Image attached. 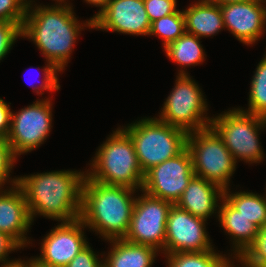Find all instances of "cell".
Returning <instances> with one entry per match:
<instances>
[{"label": "cell", "mask_w": 266, "mask_h": 267, "mask_svg": "<svg viewBox=\"0 0 266 267\" xmlns=\"http://www.w3.org/2000/svg\"><path fill=\"white\" fill-rule=\"evenodd\" d=\"M56 1H57L58 3H60V2H61V3H62V2L64 3L65 0H56ZM25 2H26V4H27L28 6H30L32 1H31V0H29V1L25 0Z\"/></svg>", "instance_id": "cell-39"}, {"label": "cell", "mask_w": 266, "mask_h": 267, "mask_svg": "<svg viewBox=\"0 0 266 267\" xmlns=\"http://www.w3.org/2000/svg\"><path fill=\"white\" fill-rule=\"evenodd\" d=\"M186 32L199 38L209 37L225 29L220 6L209 0H199L183 11Z\"/></svg>", "instance_id": "cell-19"}, {"label": "cell", "mask_w": 266, "mask_h": 267, "mask_svg": "<svg viewBox=\"0 0 266 267\" xmlns=\"http://www.w3.org/2000/svg\"><path fill=\"white\" fill-rule=\"evenodd\" d=\"M150 22L177 11L176 0H143Z\"/></svg>", "instance_id": "cell-29"}, {"label": "cell", "mask_w": 266, "mask_h": 267, "mask_svg": "<svg viewBox=\"0 0 266 267\" xmlns=\"http://www.w3.org/2000/svg\"><path fill=\"white\" fill-rule=\"evenodd\" d=\"M92 171L86 175L96 182L142 189L144 172L135 153L130 136L118 128L99 147L91 163Z\"/></svg>", "instance_id": "cell-4"}, {"label": "cell", "mask_w": 266, "mask_h": 267, "mask_svg": "<svg viewBox=\"0 0 266 267\" xmlns=\"http://www.w3.org/2000/svg\"><path fill=\"white\" fill-rule=\"evenodd\" d=\"M131 138L142 171L180 154L188 133L158 118H144L122 128Z\"/></svg>", "instance_id": "cell-5"}, {"label": "cell", "mask_w": 266, "mask_h": 267, "mask_svg": "<svg viewBox=\"0 0 266 267\" xmlns=\"http://www.w3.org/2000/svg\"><path fill=\"white\" fill-rule=\"evenodd\" d=\"M19 36L22 37V25L10 21H0V60L8 54Z\"/></svg>", "instance_id": "cell-28"}, {"label": "cell", "mask_w": 266, "mask_h": 267, "mask_svg": "<svg viewBox=\"0 0 266 267\" xmlns=\"http://www.w3.org/2000/svg\"><path fill=\"white\" fill-rule=\"evenodd\" d=\"M221 204L218 208V218L221 227L234 240V257L241 256L254 241L259 228L245 216L241 215L224 198H222Z\"/></svg>", "instance_id": "cell-18"}, {"label": "cell", "mask_w": 266, "mask_h": 267, "mask_svg": "<svg viewBox=\"0 0 266 267\" xmlns=\"http://www.w3.org/2000/svg\"><path fill=\"white\" fill-rule=\"evenodd\" d=\"M260 1L228 3L220 6L224 27L240 42L252 45L260 39L266 27V7Z\"/></svg>", "instance_id": "cell-15"}, {"label": "cell", "mask_w": 266, "mask_h": 267, "mask_svg": "<svg viewBox=\"0 0 266 267\" xmlns=\"http://www.w3.org/2000/svg\"><path fill=\"white\" fill-rule=\"evenodd\" d=\"M32 7L30 5L27 9L22 25V37L31 39L47 59L48 63L43 68V82L40 88L33 87L34 90L37 89L38 95L40 93L42 95L44 90L60 89L57 72L63 71L68 63L83 25L74 16L69 3L52 6L40 5L33 7V10Z\"/></svg>", "instance_id": "cell-1"}, {"label": "cell", "mask_w": 266, "mask_h": 267, "mask_svg": "<svg viewBox=\"0 0 266 267\" xmlns=\"http://www.w3.org/2000/svg\"><path fill=\"white\" fill-rule=\"evenodd\" d=\"M238 260L241 261L242 266L244 267H251L249 266L240 256H237ZM231 260L228 258L226 259L220 267H233V264L230 262Z\"/></svg>", "instance_id": "cell-37"}, {"label": "cell", "mask_w": 266, "mask_h": 267, "mask_svg": "<svg viewBox=\"0 0 266 267\" xmlns=\"http://www.w3.org/2000/svg\"><path fill=\"white\" fill-rule=\"evenodd\" d=\"M150 27L143 0H110L93 20L94 29L132 35H148Z\"/></svg>", "instance_id": "cell-14"}, {"label": "cell", "mask_w": 266, "mask_h": 267, "mask_svg": "<svg viewBox=\"0 0 266 267\" xmlns=\"http://www.w3.org/2000/svg\"><path fill=\"white\" fill-rule=\"evenodd\" d=\"M15 156L13 155L10 146L6 139L0 137V188L9 179L11 169L15 163Z\"/></svg>", "instance_id": "cell-30"}, {"label": "cell", "mask_w": 266, "mask_h": 267, "mask_svg": "<svg viewBox=\"0 0 266 267\" xmlns=\"http://www.w3.org/2000/svg\"><path fill=\"white\" fill-rule=\"evenodd\" d=\"M186 32L183 11L177 10L160 19L151 22L148 35H159L163 39L164 48Z\"/></svg>", "instance_id": "cell-24"}, {"label": "cell", "mask_w": 266, "mask_h": 267, "mask_svg": "<svg viewBox=\"0 0 266 267\" xmlns=\"http://www.w3.org/2000/svg\"><path fill=\"white\" fill-rule=\"evenodd\" d=\"M28 267H42L40 265H38L37 263H35L32 259H30L28 261Z\"/></svg>", "instance_id": "cell-38"}, {"label": "cell", "mask_w": 266, "mask_h": 267, "mask_svg": "<svg viewBox=\"0 0 266 267\" xmlns=\"http://www.w3.org/2000/svg\"><path fill=\"white\" fill-rule=\"evenodd\" d=\"M240 257L251 267H266V224L258 229L254 241Z\"/></svg>", "instance_id": "cell-26"}, {"label": "cell", "mask_w": 266, "mask_h": 267, "mask_svg": "<svg viewBox=\"0 0 266 267\" xmlns=\"http://www.w3.org/2000/svg\"><path fill=\"white\" fill-rule=\"evenodd\" d=\"M199 40V37L185 32L178 39L167 45L164 50L167 57L180 66H195L205 59L203 46L200 44Z\"/></svg>", "instance_id": "cell-22"}, {"label": "cell", "mask_w": 266, "mask_h": 267, "mask_svg": "<svg viewBox=\"0 0 266 267\" xmlns=\"http://www.w3.org/2000/svg\"><path fill=\"white\" fill-rule=\"evenodd\" d=\"M0 267H28V261L25 262V260L22 261L21 259L12 260L11 262L2 264Z\"/></svg>", "instance_id": "cell-35"}, {"label": "cell", "mask_w": 266, "mask_h": 267, "mask_svg": "<svg viewBox=\"0 0 266 267\" xmlns=\"http://www.w3.org/2000/svg\"><path fill=\"white\" fill-rule=\"evenodd\" d=\"M11 183L13 187L8 191H2L0 188V231L7 233L25 247L26 243H30L25 234L32 221L25 195L17 185V178Z\"/></svg>", "instance_id": "cell-16"}, {"label": "cell", "mask_w": 266, "mask_h": 267, "mask_svg": "<svg viewBox=\"0 0 266 267\" xmlns=\"http://www.w3.org/2000/svg\"><path fill=\"white\" fill-rule=\"evenodd\" d=\"M224 190L223 198L241 215L245 216L258 228L266 224V197L252 192H235L228 194Z\"/></svg>", "instance_id": "cell-21"}, {"label": "cell", "mask_w": 266, "mask_h": 267, "mask_svg": "<svg viewBox=\"0 0 266 267\" xmlns=\"http://www.w3.org/2000/svg\"><path fill=\"white\" fill-rule=\"evenodd\" d=\"M23 248L14 238L5 232L0 231V262L3 264L10 262L7 260L8 252Z\"/></svg>", "instance_id": "cell-32"}, {"label": "cell", "mask_w": 266, "mask_h": 267, "mask_svg": "<svg viewBox=\"0 0 266 267\" xmlns=\"http://www.w3.org/2000/svg\"><path fill=\"white\" fill-rule=\"evenodd\" d=\"M85 227L80 218L62 221L43 238L41 255L32 260L42 267H66L88 245Z\"/></svg>", "instance_id": "cell-13"}, {"label": "cell", "mask_w": 266, "mask_h": 267, "mask_svg": "<svg viewBox=\"0 0 266 267\" xmlns=\"http://www.w3.org/2000/svg\"><path fill=\"white\" fill-rule=\"evenodd\" d=\"M85 176L84 172L64 170L17 178L31 221L38 214L57 221L79 218Z\"/></svg>", "instance_id": "cell-2"}, {"label": "cell", "mask_w": 266, "mask_h": 267, "mask_svg": "<svg viewBox=\"0 0 266 267\" xmlns=\"http://www.w3.org/2000/svg\"><path fill=\"white\" fill-rule=\"evenodd\" d=\"M206 220L172 204L166 224L164 252H201L214 250L205 227Z\"/></svg>", "instance_id": "cell-12"}, {"label": "cell", "mask_w": 266, "mask_h": 267, "mask_svg": "<svg viewBox=\"0 0 266 267\" xmlns=\"http://www.w3.org/2000/svg\"><path fill=\"white\" fill-rule=\"evenodd\" d=\"M175 84L158 119L187 133L209 127L212 118L203 115L207 104L198 84L184 70Z\"/></svg>", "instance_id": "cell-8"}, {"label": "cell", "mask_w": 266, "mask_h": 267, "mask_svg": "<svg viewBox=\"0 0 266 267\" xmlns=\"http://www.w3.org/2000/svg\"><path fill=\"white\" fill-rule=\"evenodd\" d=\"M11 109L10 106L0 98V137L6 139L10 131Z\"/></svg>", "instance_id": "cell-33"}, {"label": "cell", "mask_w": 266, "mask_h": 267, "mask_svg": "<svg viewBox=\"0 0 266 267\" xmlns=\"http://www.w3.org/2000/svg\"><path fill=\"white\" fill-rule=\"evenodd\" d=\"M194 175L191 155L185 148L177 156L146 171L140 191L176 204Z\"/></svg>", "instance_id": "cell-11"}, {"label": "cell", "mask_w": 266, "mask_h": 267, "mask_svg": "<svg viewBox=\"0 0 266 267\" xmlns=\"http://www.w3.org/2000/svg\"><path fill=\"white\" fill-rule=\"evenodd\" d=\"M168 267H220L227 259L214 250L201 252H174L167 254Z\"/></svg>", "instance_id": "cell-23"}, {"label": "cell", "mask_w": 266, "mask_h": 267, "mask_svg": "<svg viewBox=\"0 0 266 267\" xmlns=\"http://www.w3.org/2000/svg\"><path fill=\"white\" fill-rule=\"evenodd\" d=\"M108 241L113 244L103 267H151L158 253L152 246L131 243L125 239Z\"/></svg>", "instance_id": "cell-20"}, {"label": "cell", "mask_w": 266, "mask_h": 267, "mask_svg": "<svg viewBox=\"0 0 266 267\" xmlns=\"http://www.w3.org/2000/svg\"><path fill=\"white\" fill-rule=\"evenodd\" d=\"M259 62L249 94V108L245 112L266 118V54Z\"/></svg>", "instance_id": "cell-25"}, {"label": "cell", "mask_w": 266, "mask_h": 267, "mask_svg": "<svg viewBox=\"0 0 266 267\" xmlns=\"http://www.w3.org/2000/svg\"><path fill=\"white\" fill-rule=\"evenodd\" d=\"M210 126L221 137L236 162L241 158L249 163H259L264 158L258 131L266 127V118L234 108L212 118Z\"/></svg>", "instance_id": "cell-7"}, {"label": "cell", "mask_w": 266, "mask_h": 267, "mask_svg": "<svg viewBox=\"0 0 266 267\" xmlns=\"http://www.w3.org/2000/svg\"><path fill=\"white\" fill-rule=\"evenodd\" d=\"M96 253L89 244L84 247L66 267H103L102 260L99 261Z\"/></svg>", "instance_id": "cell-31"}, {"label": "cell", "mask_w": 266, "mask_h": 267, "mask_svg": "<svg viewBox=\"0 0 266 267\" xmlns=\"http://www.w3.org/2000/svg\"><path fill=\"white\" fill-rule=\"evenodd\" d=\"M135 189L83 181L80 219L106 240L124 239L127 235L136 198Z\"/></svg>", "instance_id": "cell-3"}, {"label": "cell", "mask_w": 266, "mask_h": 267, "mask_svg": "<svg viewBox=\"0 0 266 267\" xmlns=\"http://www.w3.org/2000/svg\"><path fill=\"white\" fill-rule=\"evenodd\" d=\"M87 3L93 4L95 6L101 7V10L98 11V13H96L93 18H90V20L86 21L83 25L88 26L89 28H93V20L107 7L108 2L110 0H85Z\"/></svg>", "instance_id": "cell-34"}, {"label": "cell", "mask_w": 266, "mask_h": 267, "mask_svg": "<svg viewBox=\"0 0 266 267\" xmlns=\"http://www.w3.org/2000/svg\"><path fill=\"white\" fill-rule=\"evenodd\" d=\"M212 3H215L216 5H224L228 3H236V2H244V1H260V0H209Z\"/></svg>", "instance_id": "cell-36"}, {"label": "cell", "mask_w": 266, "mask_h": 267, "mask_svg": "<svg viewBox=\"0 0 266 267\" xmlns=\"http://www.w3.org/2000/svg\"><path fill=\"white\" fill-rule=\"evenodd\" d=\"M223 192L219 186L194 175L176 205L207 221L217 211V203L223 198Z\"/></svg>", "instance_id": "cell-17"}, {"label": "cell", "mask_w": 266, "mask_h": 267, "mask_svg": "<svg viewBox=\"0 0 266 267\" xmlns=\"http://www.w3.org/2000/svg\"><path fill=\"white\" fill-rule=\"evenodd\" d=\"M136 198L130 227L124 239L128 242L149 245L158 251H164L166 224L172 203L148 195L141 194Z\"/></svg>", "instance_id": "cell-9"}, {"label": "cell", "mask_w": 266, "mask_h": 267, "mask_svg": "<svg viewBox=\"0 0 266 267\" xmlns=\"http://www.w3.org/2000/svg\"><path fill=\"white\" fill-rule=\"evenodd\" d=\"M50 100H39L21 109L11 112L10 131L6 138L15 156L31 152L49 136L52 123Z\"/></svg>", "instance_id": "cell-10"}, {"label": "cell", "mask_w": 266, "mask_h": 267, "mask_svg": "<svg viewBox=\"0 0 266 267\" xmlns=\"http://www.w3.org/2000/svg\"><path fill=\"white\" fill-rule=\"evenodd\" d=\"M27 9L25 0H0V21L23 25Z\"/></svg>", "instance_id": "cell-27"}, {"label": "cell", "mask_w": 266, "mask_h": 267, "mask_svg": "<svg viewBox=\"0 0 266 267\" xmlns=\"http://www.w3.org/2000/svg\"><path fill=\"white\" fill-rule=\"evenodd\" d=\"M188 149L196 176L228 190L236 161L221 137L211 127L188 133Z\"/></svg>", "instance_id": "cell-6"}]
</instances>
